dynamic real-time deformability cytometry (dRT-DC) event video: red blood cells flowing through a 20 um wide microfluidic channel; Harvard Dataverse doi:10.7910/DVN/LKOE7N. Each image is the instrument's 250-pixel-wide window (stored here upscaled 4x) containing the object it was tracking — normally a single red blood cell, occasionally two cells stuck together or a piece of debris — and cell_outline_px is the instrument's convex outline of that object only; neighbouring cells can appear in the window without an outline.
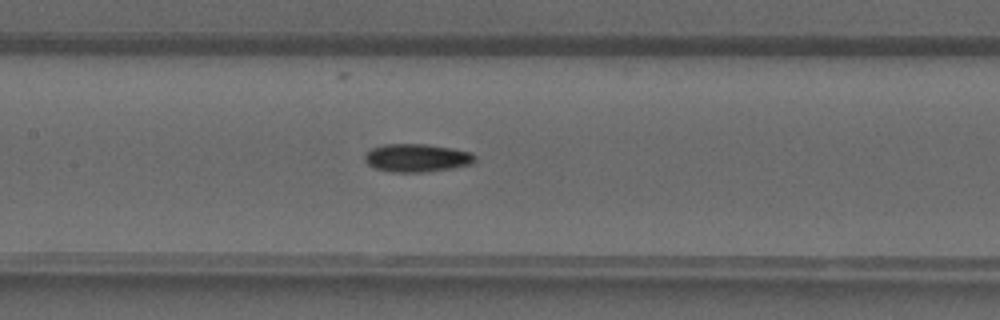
{"species": "common noctule bat (a hibernating species)", "species_latin": "Nyctalus noctula", "temperature_condition": "warm", "stored_images_in_passage": 37, "camera_frame_rate_fps": 3000, "um_per_image_px": 0.085, "animal": {"sex": "male", "forearm_length_mm": 52.5}, "frame": {"image": 1, "passage_image": 16, "time_ms": 5.0, "image_size_px": [1000, 320], "cell_outline_px": [[476, 160], [472, 164], [452, 168], [424, 172], [392, 172], [376, 168], [368, 164], [364, 160], [364, 152], [372, 148], [384, 144], [428, 144], [452, 148], [472, 152], [476, 156]], "centroid_in_image_um": [35.44, 13.41], "position_along_channel_um": 172.0, "area_um2": 18.21}}
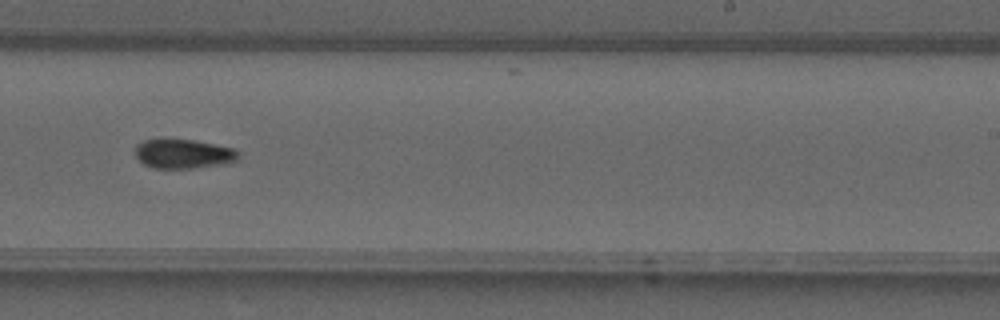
{"frame": {"image": 2, "passage_image": 22, "time_ms": 7.0, "image_size_px": [1000, 320], "cell_outline_px": [[240, 156], [236, 160], [220, 164], [196, 168], [152, 168], [144, 164], [136, 156], [136, 144], [144, 140], [196, 140], [232, 148]], "centroid_in_image_um": [15.56, 13.08], "position_along_channel_um": 273.4, "area_um2": 17.28}}
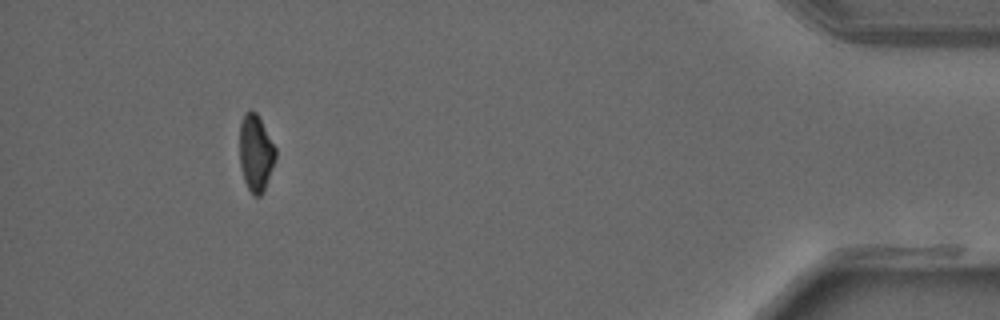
{"frame": {"image": 3, "passage_image": 34, "time_ms": 11.0, "image_size_px": [1000, 320], "cell_outline_px": [[276, 156], [272, 168], [264, 188], [260, 196], [252, 196], [244, 180], [240, 164], [240, 124], [244, 112], [252, 108], [256, 112], [276, 148]], "centroid_in_image_um": [21.72, 12.97], "position_along_channel_um": 413.5, "area_um2": 15.95}}